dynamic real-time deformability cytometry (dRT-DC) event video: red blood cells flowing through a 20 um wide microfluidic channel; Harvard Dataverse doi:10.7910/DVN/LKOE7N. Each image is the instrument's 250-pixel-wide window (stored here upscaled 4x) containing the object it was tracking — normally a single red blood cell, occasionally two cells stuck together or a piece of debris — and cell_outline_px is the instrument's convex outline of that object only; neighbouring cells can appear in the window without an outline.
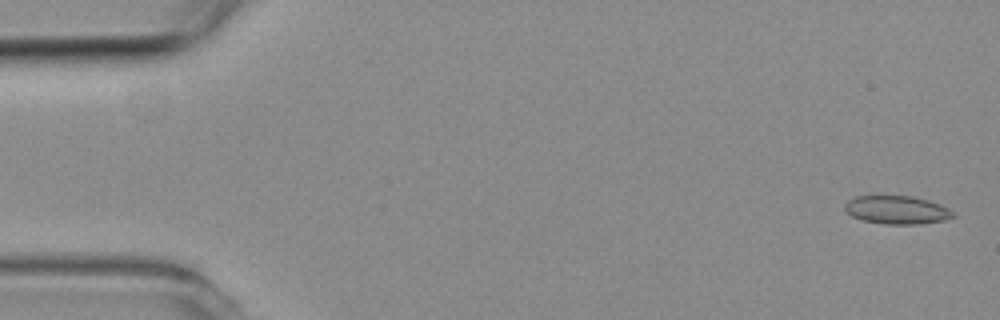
{"species": "common noctule bat (a hibernating species)", "species_latin": "Nyctalus noctula", "temperature_condition": "room temperature", "stored_images_in_passage": 5, "camera_frame_rate_fps": 3000, "um_per_image_px": 0.085, "animal": {"sex": "female", "body_mass_g": 19.3, "forearm_length_mm": 54.1}, "frame": {"image": 1, "passage_image": 1, "time_ms": 0.0, "image_size_px": [1000, 320], "cell_outline_px": [[956, 216], [944, 220], [920, 224], [884, 224], [864, 220], [852, 216], [844, 208], [844, 204], [848, 200], [856, 196], [912, 196], [928, 200], [940, 204], [956, 212]], "centroid_in_image_um": [76.27, 17.84], "position_along_channel_um": 8.7, "area_um2": 17.86}}
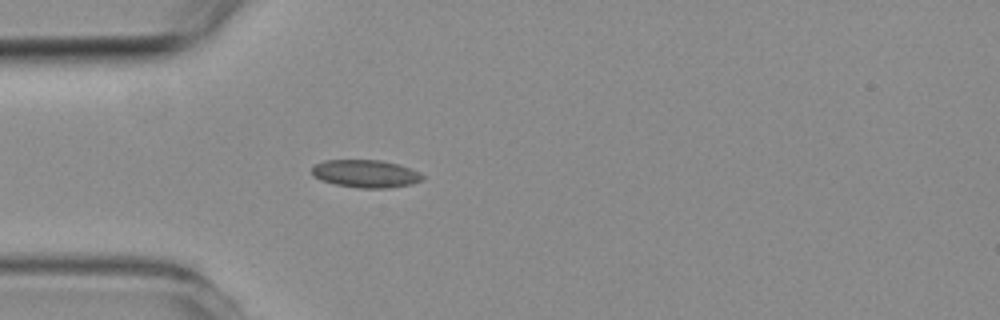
{"frame": {"image": 2, "passage_image": 5, "time_ms": 4.333, "image_size_px": [1000, 320], "cell_outline_px": [[424, 176], [420, 180], [412, 184], [388, 188], [360, 188], [336, 184], [320, 180], [312, 176], [312, 168], [316, 164], [324, 160], [380, 160], [396, 164], [420, 172]], "centroid_in_image_um": [31.05, 14.76], "position_along_channel_um": 54.0, "area_um2": 17.74}}